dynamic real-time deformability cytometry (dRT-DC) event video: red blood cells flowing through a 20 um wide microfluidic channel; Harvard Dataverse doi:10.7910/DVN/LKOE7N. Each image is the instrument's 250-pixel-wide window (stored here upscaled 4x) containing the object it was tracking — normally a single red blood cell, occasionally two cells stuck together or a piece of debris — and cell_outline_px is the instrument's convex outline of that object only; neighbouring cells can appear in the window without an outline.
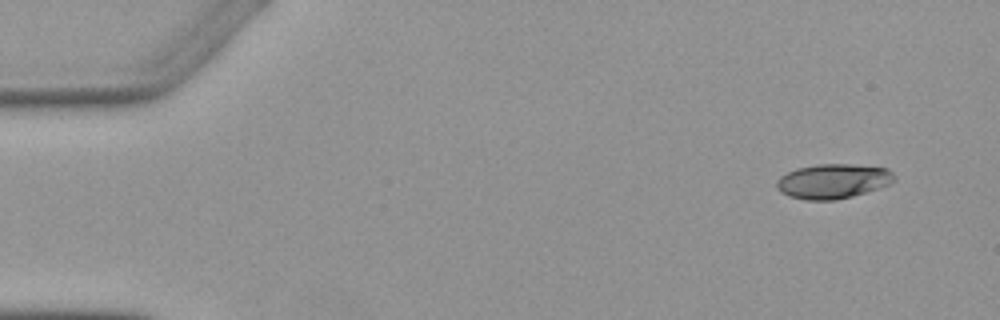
{"species": "Egyptian fruit bat (a non-hibernating species)", "species_latin": "Rousettus aegyptiacus", "temperature_condition": "warm", "stored_images_in_passage": 5, "camera_frame_rate_fps": 3000, "um_per_image_px": 0.085, "animal": {"sex": "female"}, "frame": {"image": 1, "passage_image": 1, "time_ms": 0.0, "image_size_px": [1000, 320], "cell_outline_px": [[896, 180], [888, 184], [852, 196], [836, 200], [804, 200], [788, 196], [780, 192], [776, 188], [776, 180], [780, 176], [796, 168], [820, 164], [852, 164], [888, 168], [896, 176]], "centroid_in_image_um": [70.77, 15.4], "position_along_channel_um": 14.2, "area_um2": 23.81}}
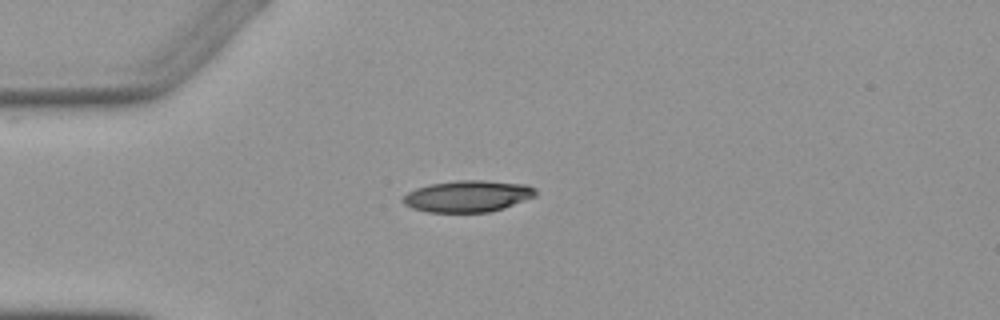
{"frame": {"image": 2, "passage_image": 3, "time_ms": 3.333, "image_size_px": [1000, 320], "cell_outline_px": [[536, 196], [504, 208], [488, 212], [428, 212], [412, 208], [404, 204], [400, 200], [408, 192], [416, 188], [428, 184], [456, 180], [484, 180], [528, 184], [536, 188]], "centroid_in_image_um": [39.76, 16.67], "position_along_channel_um": 45.2, "area_um2": 24.62}}